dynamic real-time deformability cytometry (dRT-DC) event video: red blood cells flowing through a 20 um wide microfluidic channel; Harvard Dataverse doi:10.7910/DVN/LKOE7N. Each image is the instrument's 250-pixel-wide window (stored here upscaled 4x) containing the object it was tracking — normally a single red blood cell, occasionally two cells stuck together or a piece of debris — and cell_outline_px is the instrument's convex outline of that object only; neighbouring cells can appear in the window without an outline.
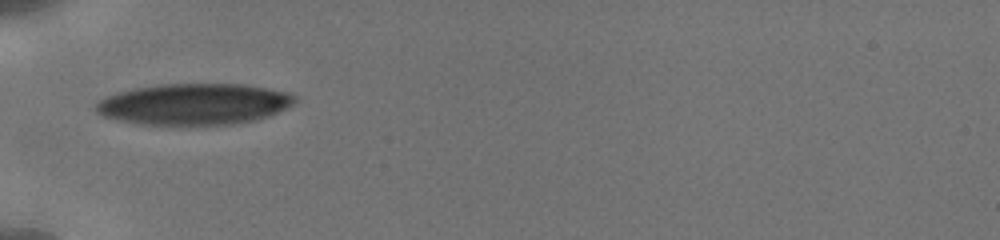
{"species": "human", "species_latin": "Homo sapiens", "temperature_condition": "cold", "stored_images_in_passage": 2, "camera_frame_rate_fps": 3000, "um_per_image_px": 0.085, "donor": {"sex": "male"}, "frame": {"image": 1, "passage_image": 1, "time_ms": 0.0, "image_size_px": [1000, 240], "cell_outline_px": [[296, 100], [288, 108], [268, 116], [256, 120], [232, 124], [180, 128], [140, 124], [116, 120], [104, 116], [96, 112], [96, 104], [100, 100], [116, 92], [132, 88], [160, 84], [244, 84], [288, 92], [296, 96]], "centroid_in_image_um": [16.48, 8.89], "position_along_channel_um": 68.5, "area_um2": 49.07}}